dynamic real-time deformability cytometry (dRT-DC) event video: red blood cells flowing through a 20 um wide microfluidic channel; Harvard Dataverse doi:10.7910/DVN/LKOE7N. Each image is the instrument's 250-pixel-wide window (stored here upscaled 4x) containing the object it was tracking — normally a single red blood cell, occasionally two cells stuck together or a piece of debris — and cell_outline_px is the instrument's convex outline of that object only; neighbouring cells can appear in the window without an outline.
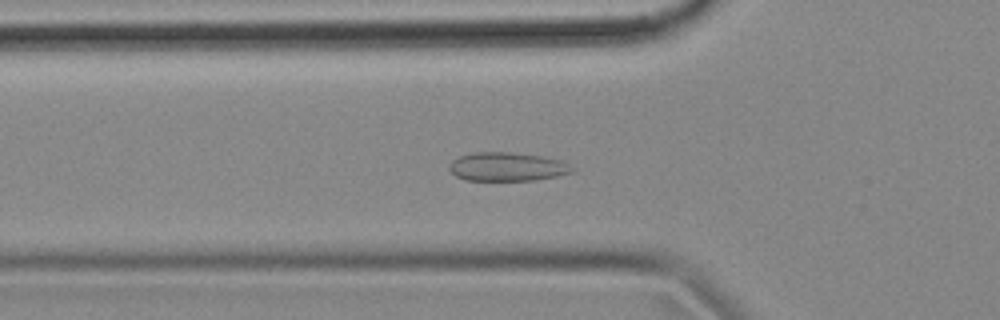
{"species": "common noctule bat (a hibernating species)", "species_latin": "Nyctalus noctula", "temperature_condition": "cold", "stored_images_in_passage": 57, "camera_frame_rate_fps": 3000, "um_per_image_px": 0.085, "animal": {"sex": "female", "body_mass_g": 18.4}, "frame": {"image": 1, "passage_image": 19, "time_ms": 6.0, "image_size_px": [1000, 320], "cell_outline_px": [[576, 172], [536, 180], [464, 180], [456, 176], [448, 168], [448, 164], [452, 160], [460, 156], [476, 152], [512, 152], [544, 156], [560, 160], [576, 168]], "centroid_in_image_um": [43.14, 14.17], "position_along_channel_um": 82.7, "area_um2": 20.75}}
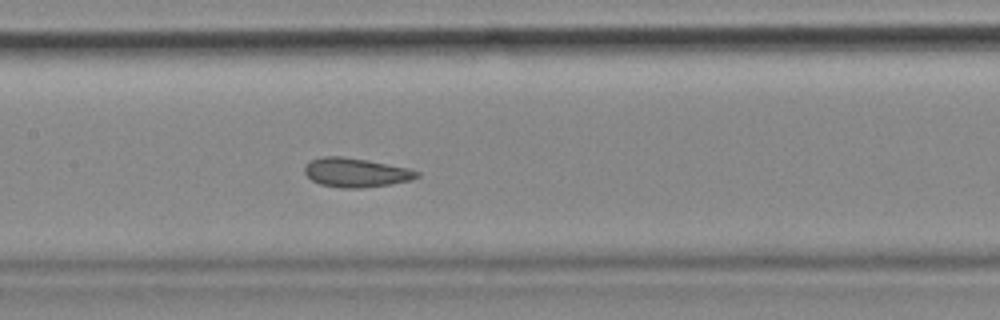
{"frame": {"image": 2, "passage_image": 27, "time_ms": 8.667, "image_size_px": [1000, 320], "cell_outline_px": [[420, 176], [412, 180], [388, 184], [360, 188], [340, 188], [320, 184], [312, 180], [304, 172], [304, 164], [312, 160], [324, 156], [340, 156], [368, 160], [408, 168], [420, 172]], "centroid_in_image_um": [30.24, 14.66], "position_along_channel_um": 177.2, "area_um2": 19.02}}
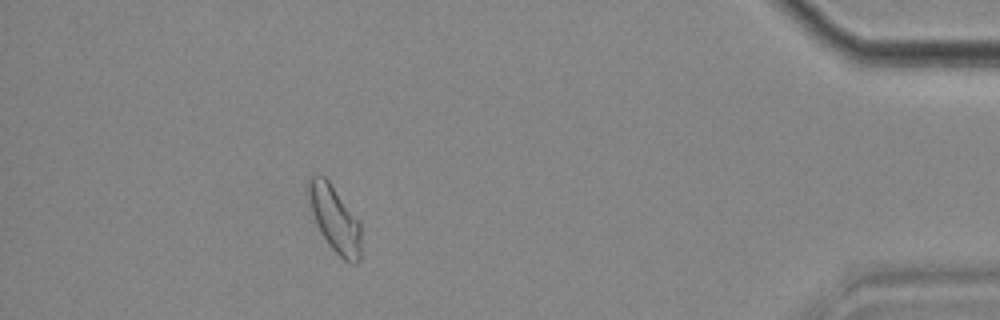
{"frame": {"image": 3, "passage_image": 51, "time_ms": 16.667, "image_size_px": [1000, 320], "cell_outline_px": [[360, 256], [356, 264], [352, 264], [344, 260], [328, 244], [320, 232], [316, 224], [304, 188], [304, 184], [308, 176], [316, 172], [320, 172], [328, 180], [360, 224]], "centroid_in_image_um": [28.36, 18.52], "position_along_channel_um": 406.8, "area_um2": 20.52}, "authors_computed_cell_mechanics": {"area_um2": 19.8254, "velocity_mm_per_s": 3.5302, "shape_relaxation_time_tau1_ms": null, "shape_relaxation_time_tau2_ms": 1.6461, "deformation_change_tau1": null, "deformation_change_tau2": 0.0648}}